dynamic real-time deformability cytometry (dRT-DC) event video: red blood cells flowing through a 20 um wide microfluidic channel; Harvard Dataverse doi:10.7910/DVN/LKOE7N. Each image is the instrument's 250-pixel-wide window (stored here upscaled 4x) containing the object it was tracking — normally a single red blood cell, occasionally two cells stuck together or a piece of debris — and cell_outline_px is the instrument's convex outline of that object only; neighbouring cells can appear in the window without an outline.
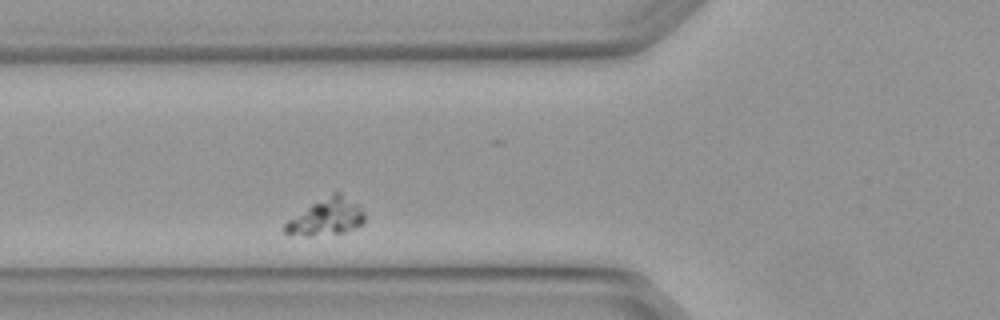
{"species": "Egyptian fruit bat (a non-hibernating species)", "species_latin": "Rousettus aegyptiacus", "temperature_condition": "warm", "stored_images_in_passage": 2, "camera_frame_rate_fps": 3000, "um_per_image_px": 0.085, "animal": {"sex": "female"}, "frame": {"image": 1, "passage_image": 2, "time_ms": 0.333, "image_size_px": [1000, 320], "cell_outline_px": [[364, 220], [356, 228], [344, 232], [312, 236], [304, 236], [284, 232], [284, 224], [288, 220], [312, 204], [332, 192], [340, 192], [360, 204], [364, 212]], "centroid_in_image_um": [27.79, 18.43], "position_along_channel_um": 98.0, "area_um2": 16.94}}